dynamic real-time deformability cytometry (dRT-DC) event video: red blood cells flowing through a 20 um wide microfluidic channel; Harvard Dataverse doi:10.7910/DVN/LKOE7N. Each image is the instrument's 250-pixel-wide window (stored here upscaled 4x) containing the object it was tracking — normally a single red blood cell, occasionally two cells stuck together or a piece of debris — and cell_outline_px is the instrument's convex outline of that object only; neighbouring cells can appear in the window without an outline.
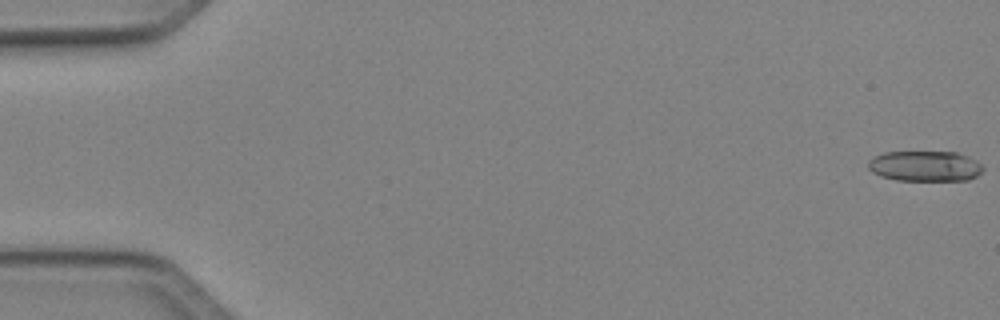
{"species": "Egyptian fruit bat (a non-hibernating species)", "species_latin": "Rousettus aegyptiacus", "temperature_condition": "cold", "stored_images_in_passage": 48, "camera_frame_rate_fps": 3000, "um_per_image_px": 0.085, "animal": {"sex": "female"}, "frame": {"image": 1, "passage_image": 1, "time_ms": 0.0, "image_size_px": [1000, 320], "cell_outline_px": [[984, 168], [976, 176], [968, 180], [896, 180], [880, 176], [872, 172], [868, 168], [868, 160], [872, 156], [884, 152], [956, 152], [968, 156], [976, 160]], "centroid_in_image_um": [78.59, 14.11], "position_along_channel_um": 6.4, "area_um2": 20.46}}
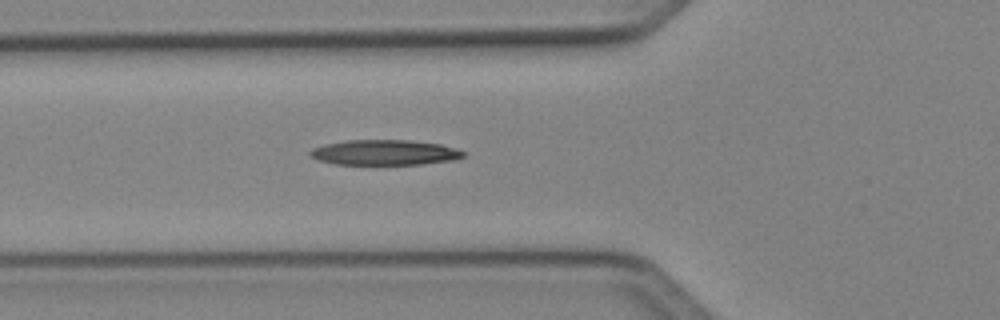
{"frame": {"image": 2, "passage_image": 19, "time_ms": 6.0, "image_size_px": [1000, 320], "cell_outline_px": [[464, 156], [452, 160], [420, 164], [336, 164], [320, 160], [312, 156], [308, 152], [312, 148], [324, 144], [348, 140], [408, 140], [440, 144], [456, 148], [464, 152]], "centroid_in_image_um": [32.68, 12.95], "position_along_channel_um": 93.1, "area_um2": 22.31}}
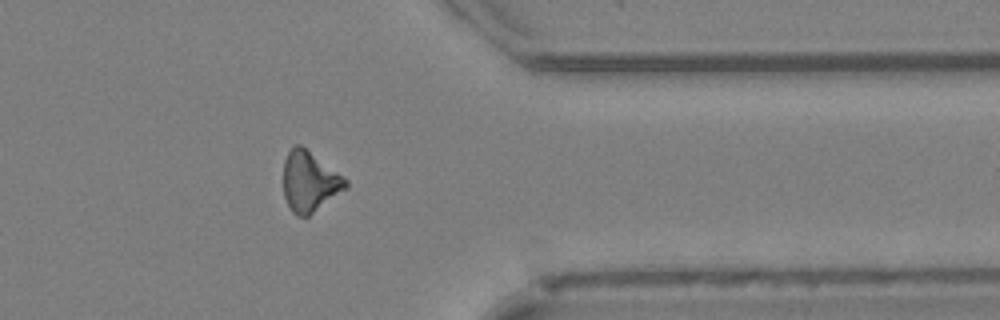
{"frame": {"image": 3, "passage_image": 41, "time_ms": 13.333, "image_size_px": [1000, 320], "cell_outline_px": [[348, 188], [308, 216], [296, 216], [292, 212], [284, 196], [284, 160], [288, 152], [296, 144], [300, 144], [344, 176], [348, 180]], "centroid_in_image_um": [26.33, 15.44], "position_along_channel_um": 385.1, "area_um2": 21.85}, "authors_computed_cell_mechanics": {"area_um2": 21.9929, "velocity_mm_per_s": 4.1304, "shape_relaxation_time_tau1_ms": 7.796, "shape_relaxation_time_tau2_ms": null, "deformation_change_tau1": 0.1636, "deformation_change_tau2": null}}